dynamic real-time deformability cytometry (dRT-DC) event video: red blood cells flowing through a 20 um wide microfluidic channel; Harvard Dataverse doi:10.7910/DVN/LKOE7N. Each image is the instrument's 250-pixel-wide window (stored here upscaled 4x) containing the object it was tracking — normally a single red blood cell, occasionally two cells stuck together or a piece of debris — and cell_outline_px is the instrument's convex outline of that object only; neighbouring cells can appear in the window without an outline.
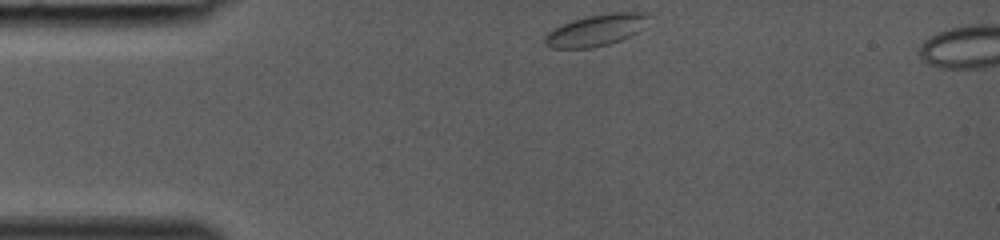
{"species": "common noctule bat (a hibernating species)", "species_latin": "Nyctalus noctula", "temperature_condition": "room temperature", "stored_images_in_passage": 29, "camera_frame_rate_fps": 3000, "um_per_image_px": 0.085, "animal": {"sex": "female", "body_mass_g": 19.0, "forearm_length_mm": 53.3}, "frame": {"image": 1, "passage_image": 1, "time_ms": 0.0, "image_size_px": [1000, 240], "cell_outline_px": [[648, 16], [636, 32], [620, 40], [608, 44], [592, 48], [552, 48], [544, 44], [544, 36], [548, 32], [572, 20], [588, 16], [612, 12], [648, 12]], "centroid_in_image_um": [50.6, 2.57], "position_along_channel_um": 34.4, "area_um2": 18.61}}
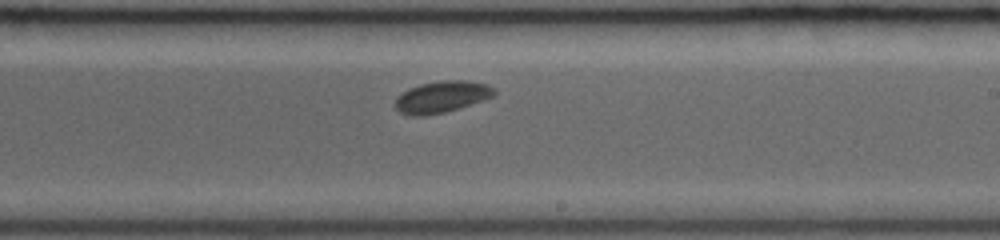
{"frame": {"image": 2, "passage_image": 17, "time_ms": 5.333, "image_size_px": [1000, 240], "cell_outline_px": [[496, 92], [492, 96], [484, 100], [444, 112], [424, 116], [412, 116], [400, 112], [396, 108], [396, 96], [408, 88], [420, 84], [440, 80], [464, 80], [488, 84]], "centroid_in_image_um": [37.52, 8.22], "position_along_channel_um": 251.5, "area_um2": 18.15}}
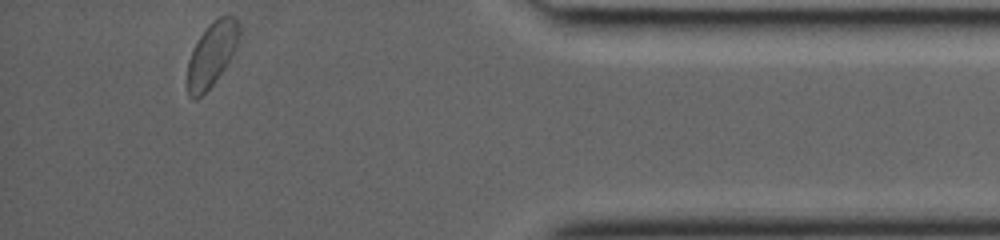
{"frame": {"image": 3, "passage_image": 29, "time_ms": 9.333, "image_size_px": [1000, 240], "cell_outline_px": [[240, 32], [236, 48], [224, 68], [212, 84], [196, 100], [192, 100], [188, 96], [188, 60], [200, 36], [208, 24], [220, 16], [232, 16], [236, 20], [240, 28]], "centroid_in_image_um": [18.0, 4.61], "position_along_channel_um": 417.2, "area_um2": 18.9}}